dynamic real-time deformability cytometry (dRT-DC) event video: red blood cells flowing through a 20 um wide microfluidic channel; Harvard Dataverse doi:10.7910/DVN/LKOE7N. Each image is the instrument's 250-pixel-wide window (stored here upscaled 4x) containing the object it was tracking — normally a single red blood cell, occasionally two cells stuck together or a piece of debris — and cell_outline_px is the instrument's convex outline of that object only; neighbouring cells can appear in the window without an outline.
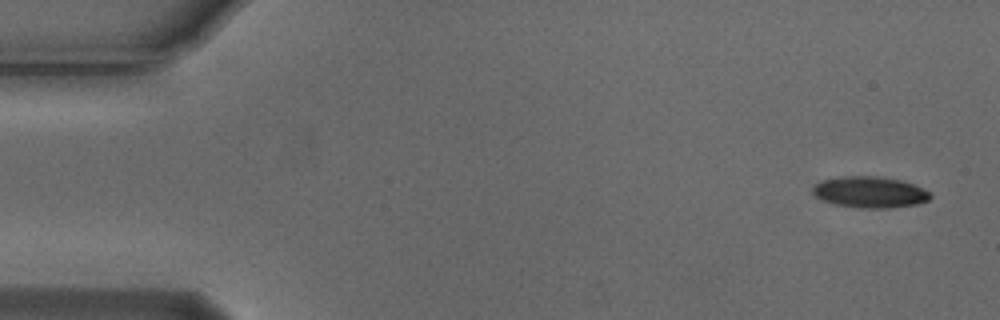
{"species": "Egyptian fruit bat (a non-hibernating species)", "species_latin": "Rousettus aegyptiacus", "temperature_condition": "cold", "stored_images_in_passage": 6, "camera_frame_rate_fps": 3000, "um_per_image_px": 0.085, "animal": {"sex": "male"}, "frame": {"image": 1, "passage_image": 1, "time_ms": 0.0, "image_size_px": [1000, 320], "cell_outline_px": [[932, 196], [928, 200], [916, 204], [888, 208], [860, 208], [836, 204], [824, 200], [816, 196], [812, 192], [812, 188], [820, 180], [840, 176], [880, 176], [900, 180], [912, 184], [928, 192]], "centroid_in_image_um": [73.9, 16.32], "position_along_channel_um": 11.1, "area_um2": 21.21}}
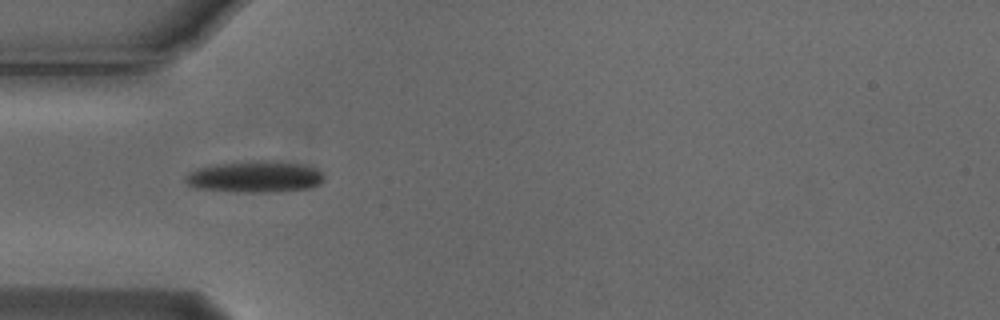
{"frame": {"image": 2, "passage_image": 5, "time_ms": 1.333, "image_size_px": [1000, 320], "cell_outline_px": [[324, 180], [320, 184], [312, 188], [276, 192], [236, 192], [192, 188], [184, 180], [184, 176], [196, 168], [216, 164], [260, 160], [268, 160], [300, 164], [316, 168], [324, 172]], "centroid_in_image_um": [21.68, 15.03], "position_along_channel_um": 63.3, "area_um2": 25.84}}
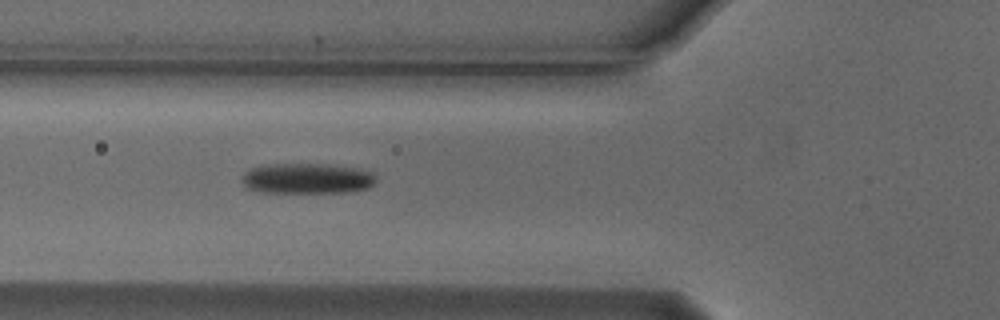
{"frame": {"image": 3, "passage_image": 6, "time_ms": 1.667, "image_size_px": [1000, 320], "cell_outline_px": [[376, 184], [368, 188], [352, 192], [260, 192], [248, 188], [244, 184], [244, 172], [252, 168], [272, 164], [328, 164], [360, 168], [372, 172], [376, 176]], "centroid_in_image_um": [26.2, 15.17], "position_along_channel_um": 99.6, "area_um2": 23.87}}